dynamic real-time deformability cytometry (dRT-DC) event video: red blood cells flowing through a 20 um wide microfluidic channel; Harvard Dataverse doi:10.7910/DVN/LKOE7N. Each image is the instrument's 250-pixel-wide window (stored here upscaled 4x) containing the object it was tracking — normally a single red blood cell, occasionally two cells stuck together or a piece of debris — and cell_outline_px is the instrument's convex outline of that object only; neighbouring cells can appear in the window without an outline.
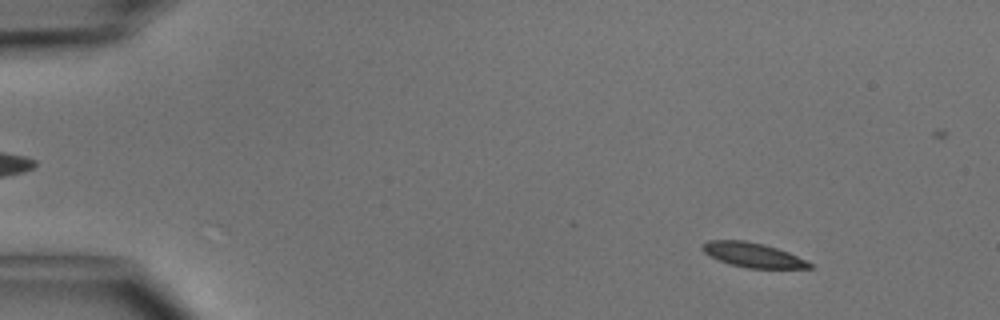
{"species": "common noctule bat (a hibernating species)", "species_latin": "Nyctalus noctula", "temperature_condition": "cold", "stored_images_in_passage": 50, "camera_frame_rate_fps": 3000, "um_per_image_px": 0.085, "animal": {"sex": "male", "body_mass_g": 15.6}, "frame": {"image": 1, "passage_image": 6, "time_ms": 1.667, "image_size_px": [1000, 320], "cell_outline_px": [[812, 268], [748, 268], [728, 264], [704, 252], [700, 248], [700, 244], [708, 240], [744, 240], [764, 244], [788, 252], [808, 260], [812, 264]], "centroid_in_image_um": [63.98, 21.66], "position_along_channel_um": 21.0, "area_um2": 15.37}}
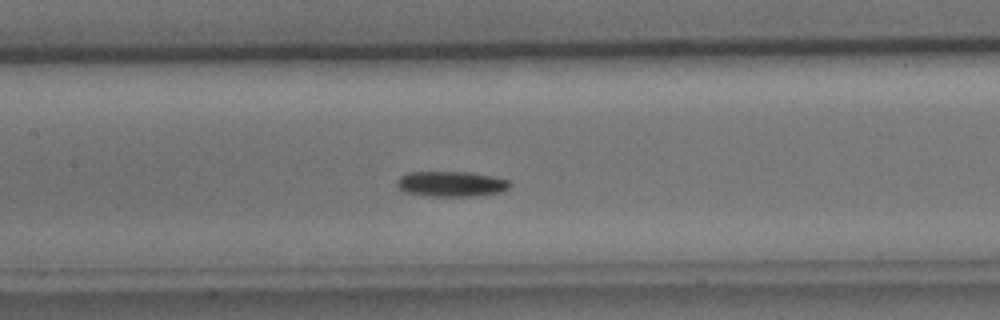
{"frame": {"image": 2, "passage_image": 24, "time_ms": 7.667, "image_size_px": [1000, 320], "cell_outline_px": [[512, 184], [504, 192], [476, 196], [424, 196], [404, 192], [396, 184], [396, 180], [404, 172], [472, 172], [492, 176], [508, 180]], "centroid_in_image_um": [38.35, 15.63], "position_along_channel_um": 169.1, "area_um2": 16.99}}
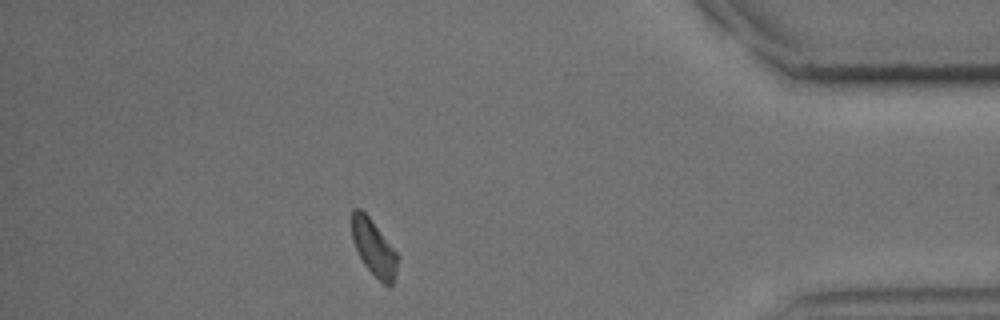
{"frame": {"image": 3, "passage_image": 44, "time_ms": 14.333, "image_size_px": [1000, 320], "cell_outline_px": [[396, 272], [392, 284], [384, 284], [364, 264], [352, 240], [352, 208], [360, 208], [368, 216], [396, 252]], "centroid_in_image_um": [31.73, 21.02], "position_along_channel_um": 403.5, "area_um2": 14.28}, "authors_computed_cell_mechanics": {"area_um2": 15.8661, "velocity_mm_per_s": 4.067, "shape_relaxation_time_tau1_ms": 3.2492, "shape_relaxation_time_tau2_ms": null, "deformation_change_tau1": 0.1171, "deformation_change_tau2": null}}